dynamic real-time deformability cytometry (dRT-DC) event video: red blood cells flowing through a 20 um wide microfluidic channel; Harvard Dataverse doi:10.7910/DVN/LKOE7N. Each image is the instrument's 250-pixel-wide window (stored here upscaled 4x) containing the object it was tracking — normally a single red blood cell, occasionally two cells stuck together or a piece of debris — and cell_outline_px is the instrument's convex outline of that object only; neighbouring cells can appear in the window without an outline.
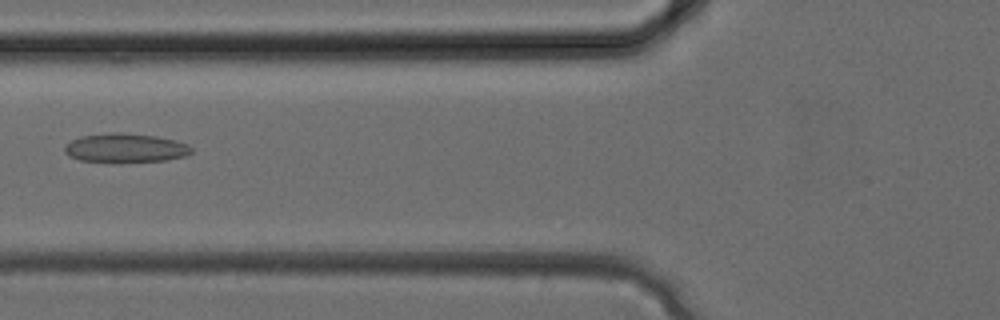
{"species": "common noctule bat (a hibernating species)", "species_latin": "Nyctalus noctula", "temperature_condition": "cold", "stored_images_in_passage": 32, "camera_frame_rate_fps": 3000, "um_per_image_px": 0.085, "animal": {"sex": "female", "body_mass_g": 24.6, "forearm_length_mm": 56.2}, "frame": {"image": 1, "passage_image": 12, "time_ms": 3.667, "image_size_px": [1000, 320], "cell_outline_px": [[192, 152], [188, 156], [168, 160], [120, 164], [112, 164], [80, 160], [68, 156], [64, 152], [64, 148], [72, 140], [80, 136], [120, 132], [156, 136], [176, 140], [188, 144], [192, 148]], "centroid_in_image_um": [10.69, 12.62], "position_along_channel_um": 115.1, "area_um2": 22.2}}
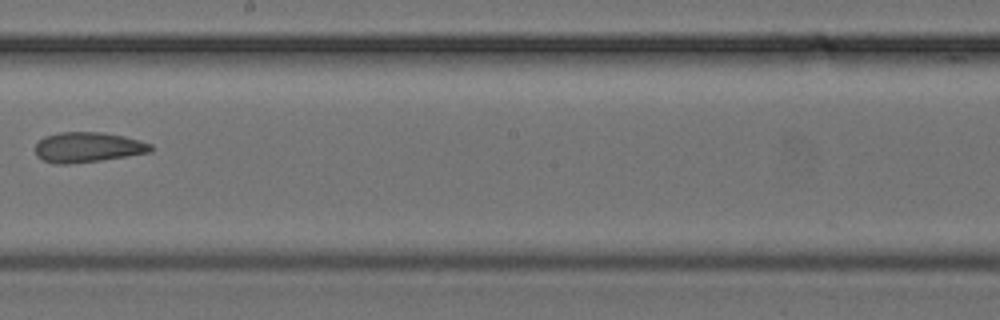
{"frame": {"image": 2, "passage_image": 18, "time_ms": 5.667, "image_size_px": [1000, 320], "cell_outline_px": [[152, 152], [128, 156], [100, 160], [68, 164], [56, 164], [44, 160], [36, 156], [36, 144], [44, 136], [60, 132], [100, 132], [124, 136], [152, 144]], "centroid_in_image_um": [7.46, 12.51], "position_along_channel_um": 240.7, "area_um2": 20.23}}
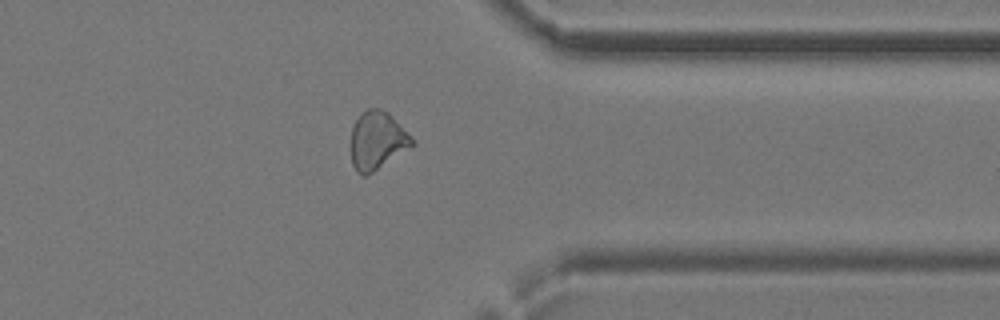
{"frame": {"image": 3, "passage_image": 25, "time_ms": 8.0, "image_size_px": [1000, 320], "cell_outline_px": [[416, 144], [368, 176], [360, 176], [356, 172], [352, 164], [352, 128], [360, 112], [368, 108], [380, 108], [388, 112], [412, 136]], "centroid_in_image_um": [32.08, 11.96], "position_along_channel_um": 379.3, "area_um2": 20.98}}